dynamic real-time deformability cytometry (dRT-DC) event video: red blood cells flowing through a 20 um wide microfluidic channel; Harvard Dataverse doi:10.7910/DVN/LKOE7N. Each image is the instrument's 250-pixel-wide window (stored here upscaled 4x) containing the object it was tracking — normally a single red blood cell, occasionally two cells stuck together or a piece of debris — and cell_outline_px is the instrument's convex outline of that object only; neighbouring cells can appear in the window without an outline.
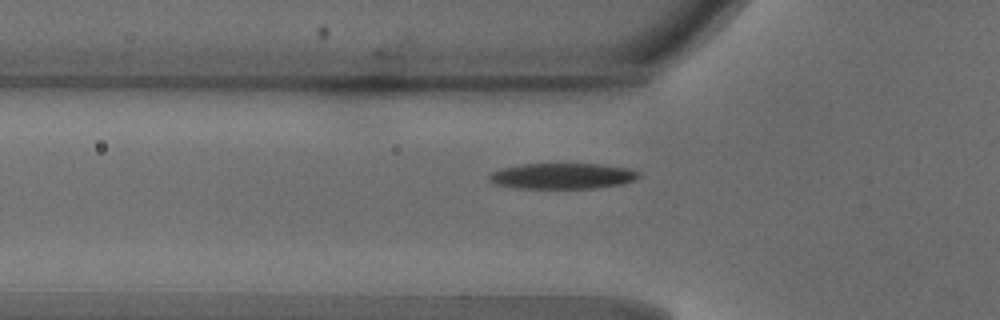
{"species": "common noctule bat (a hibernating species)", "species_latin": "Nyctalus noctula", "temperature_condition": "warm", "stored_images_in_passage": 35, "camera_frame_rate_fps": 3000, "um_per_image_px": 0.085, "animal": {"sex": "male", "body_mass_g": 18.8}, "frame": {"image": 1, "passage_image": 9, "time_ms": 2.667, "image_size_px": [1000, 320], "cell_outline_px": [[640, 176], [624, 184], [596, 188], [516, 188], [496, 184], [488, 180], [488, 176], [492, 172], [504, 168], [524, 164], [600, 164], [632, 168], [640, 172]], "centroid_in_image_um": [47.86, 14.96], "position_along_channel_um": 77.9, "area_um2": 22.48}}
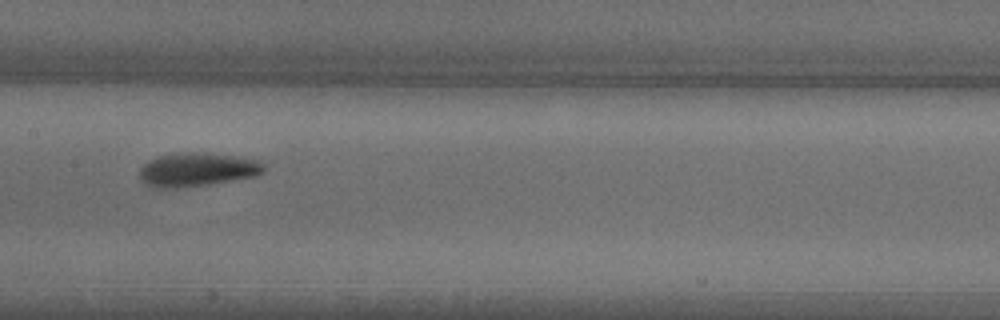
{"frame": {"image": 2, "passage_image": 17, "time_ms": 5.333, "image_size_px": [1000, 320], "cell_outline_px": [[264, 172], [256, 176], [208, 184], [176, 188], [156, 188], [140, 180], [140, 168], [148, 160], [156, 156], [192, 152], [236, 156], [260, 160], [264, 164]], "centroid_in_image_um": [16.76, 14.42], "position_along_channel_um": 190.6, "area_um2": 24.22}}
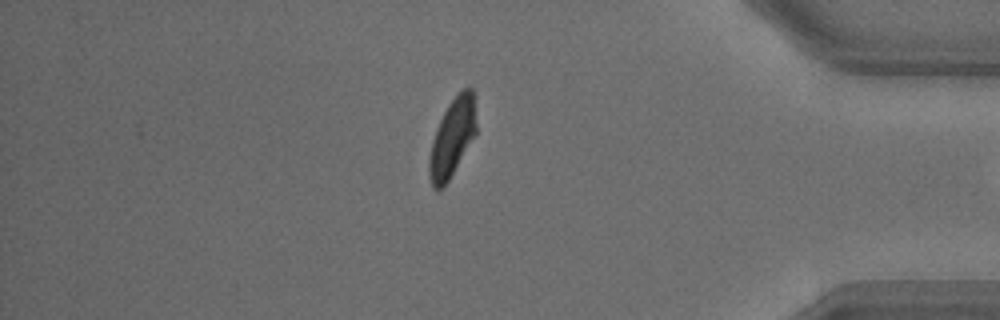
{"frame": {"image": 3, "passage_image": 34, "time_ms": 11.0, "image_size_px": [1000, 320], "cell_outline_px": [[476, 136], [444, 188], [440, 192], [432, 188], [428, 176], [428, 160], [432, 140], [436, 128], [448, 104], [464, 88], [472, 88], [476, 124]], "centroid_in_image_um": [38.41, 11.81], "position_along_channel_um": 396.8, "area_um2": 21.68}}